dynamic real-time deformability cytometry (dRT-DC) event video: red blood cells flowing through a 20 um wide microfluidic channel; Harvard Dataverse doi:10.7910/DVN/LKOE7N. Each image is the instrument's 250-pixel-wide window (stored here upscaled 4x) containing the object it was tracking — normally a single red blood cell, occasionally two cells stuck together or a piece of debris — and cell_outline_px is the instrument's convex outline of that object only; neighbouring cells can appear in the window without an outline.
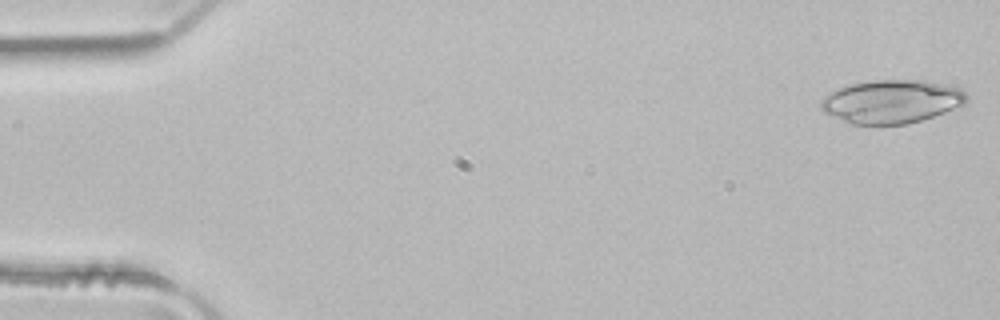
{"species": "common noctule bat (a hibernating species)", "species_latin": "Nyctalus noctula", "temperature_condition": "room temperature", "stored_images_in_passage": 6, "camera_frame_rate_fps": 3000, "um_per_image_px": 0.085, "animal": {"sex": "male", "body_mass_g": 21.5, "forearm_length_mm": 52.0}, "frame": {"image": 1, "passage_image": 1, "time_ms": 0.0, "image_size_px": [1000, 320], "cell_outline_px": [[968, 100], [964, 104], [944, 112], [920, 120], [904, 124], [852, 124], [824, 112], [820, 108], [820, 100], [824, 96], [840, 88], [852, 84], [872, 80], [924, 80], [960, 88], [968, 96]], "centroid_in_image_um": [75.78, 8.62], "position_along_channel_um": 9.2, "area_um2": 36.41}}